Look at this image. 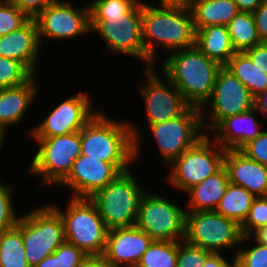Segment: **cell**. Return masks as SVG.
<instances>
[{
	"mask_svg": "<svg viewBox=\"0 0 267 267\" xmlns=\"http://www.w3.org/2000/svg\"><path fill=\"white\" fill-rule=\"evenodd\" d=\"M139 130L132 121L109 118L100 109L80 130L81 154L111 163L121 173L131 170L144 143Z\"/></svg>",
	"mask_w": 267,
	"mask_h": 267,
	"instance_id": "cell-1",
	"label": "cell"
},
{
	"mask_svg": "<svg viewBox=\"0 0 267 267\" xmlns=\"http://www.w3.org/2000/svg\"><path fill=\"white\" fill-rule=\"evenodd\" d=\"M141 0L142 42L152 67L159 61L156 46L168 54L195 46V28L187 3L159 2L158 6Z\"/></svg>",
	"mask_w": 267,
	"mask_h": 267,
	"instance_id": "cell-2",
	"label": "cell"
},
{
	"mask_svg": "<svg viewBox=\"0 0 267 267\" xmlns=\"http://www.w3.org/2000/svg\"><path fill=\"white\" fill-rule=\"evenodd\" d=\"M160 69L190 105L202 108L211 98L221 65L205 56L196 46L172 52Z\"/></svg>",
	"mask_w": 267,
	"mask_h": 267,
	"instance_id": "cell-3",
	"label": "cell"
},
{
	"mask_svg": "<svg viewBox=\"0 0 267 267\" xmlns=\"http://www.w3.org/2000/svg\"><path fill=\"white\" fill-rule=\"evenodd\" d=\"M135 177L132 169L122 172L89 198L96 205L108 231L136 225L137 214L149 190L139 186Z\"/></svg>",
	"mask_w": 267,
	"mask_h": 267,
	"instance_id": "cell-4",
	"label": "cell"
},
{
	"mask_svg": "<svg viewBox=\"0 0 267 267\" xmlns=\"http://www.w3.org/2000/svg\"><path fill=\"white\" fill-rule=\"evenodd\" d=\"M90 27L111 54L139 59L145 68L152 67L142 42L141 0L126 14H90Z\"/></svg>",
	"mask_w": 267,
	"mask_h": 267,
	"instance_id": "cell-5",
	"label": "cell"
},
{
	"mask_svg": "<svg viewBox=\"0 0 267 267\" xmlns=\"http://www.w3.org/2000/svg\"><path fill=\"white\" fill-rule=\"evenodd\" d=\"M51 205L62 217L66 242L88 256H103L108 230L96 205L89 198L71 197L65 210L56 204Z\"/></svg>",
	"mask_w": 267,
	"mask_h": 267,
	"instance_id": "cell-6",
	"label": "cell"
},
{
	"mask_svg": "<svg viewBox=\"0 0 267 267\" xmlns=\"http://www.w3.org/2000/svg\"><path fill=\"white\" fill-rule=\"evenodd\" d=\"M16 227L22 233L25 257L31 267L52 255L65 241L62 217L51 204L22 214Z\"/></svg>",
	"mask_w": 267,
	"mask_h": 267,
	"instance_id": "cell-7",
	"label": "cell"
},
{
	"mask_svg": "<svg viewBox=\"0 0 267 267\" xmlns=\"http://www.w3.org/2000/svg\"><path fill=\"white\" fill-rule=\"evenodd\" d=\"M225 153L226 150L206 134L167 166L169 173L165 179L172 188L186 193L224 166Z\"/></svg>",
	"mask_w": 267,
	"mask_h": 267,
	"instance_id": "cell-8",
	"label": "cell"
},
{
	"mask_svg": "<svg viewBox=\"0 0 267 267\" xmlns=\"http://www.w3.org/2000/svg\"><path fill=\"white\" fill-rule=\"evenodd\" d=\"M37 151L32 155L29 172L40 176L44 187L57 185L68 176L75 159L81 154L80 131L44 139H33Z\"/></svg>",
	"mask_w": 267,
	"mask_h": 267,
	"instance_id": "cell-9",
	"label": "cell"
},
{
	"mask_svg": "<svg viewBox=\"0 0 267 267\" xmlns=\"http://www.w3.org/2000/svg\"><path fill=\"white\" fill-rule=\"evenodd\" d=\"M241 226L216 211L186 212L185 238L191 245L213 253L243 246Z\"/></svg>",
	"mask_w": 267,
	"mask_h": 267,
	"instance_id": "cell-10",
	"label": "cell"
},
{
	"mask_svg": "<svg viewBox=\"0 0 267 267\" xmlns=\"http://www.w3.org/2000/svg\"><path fill=\"white\" fill-rule=\"evenodd\" d=\"M207 107L210 108V114L205 113ZM253 107L254 97L247 87L224 66L221 67L215 80L211 98L201 108L205 134H210L226 117L246 112Z\"/></svg>",
	"mask_w": 267,
	"mask_h": 267,
	"instance_id": "cell-11",
	"label": "cell"
},
{
	"mask_svg": "<svg viewBox=\"0 0 267 267\" xmlns=\"http://www.w3.org/2000/svg\"><path fill=\"white\" fill-rule=\"evenodd\" d=\"M144 197L137 214L136 226L153 240L182 241L185 238L186 207L178 206L163 195Z\"/></svg>",
	"mask_w": 267,
	"mask_h": 267,
	"instance_id": "cell-12",
	"label": "cell"
},
{
	"mask_svg": "<svg viewBox=\"0 0 267 267\" xmlns=\"http://www.w3.org/2000/svg\"><path fill=\"white\" fill-rule=\"evenodd\" d=\"M149 128L165 166L206 135L201 109L194 106H190L177 118L149 125Z\"/></svg>",
	"mask_w": 267,
	"mask_h": 267,
	"instance_id": "cell-13",
	"label": "cell"
},
{
	"mask_svg": "<svg viewBox=\"0 0 267 267\" xmlns=\"http://www.w3.org/2000/svg\"><path fill=\"white\" fill-rule=\"evenodd\" d=\"M89 92L79 91L68 96L50 110L45 118L29 132L33 139L79 132L99 111L94 109ZM97 110V111H96Z\"/></svg>",
	"mask_w": 267,
	"mask_h": 267,
	"instance_id": "cell-14",
	"label": "cell"
},
{
	"mask_svg": "<svg viewBox=\"0 0 267 267\" xmlns=\"http://www.w3.org/2000/svg\"><path fill=\"white\" fill-rule=\"evenodd\" d=\"M144 80L139 92L146 109L147 126L168 121L182 115L190 105L184 100L180 91L167 78L156 72L157 68L143 67ZM164 80V81H163ZM166 81V82H165Z\"/></svg>",
	"mask_w": 267,
	"mask_h": 267,
	"instance_id": "cell-15",
	"label": "cell"
},
{
	"mask_svg": "<svg viewBox=\"0 0 267 267\" xmlns=\"http://www.w3.org/2000/svg\"><path fill=\"white\" fill-rule=\"evenodd\" d=\"M34 19L38 25L41 46L45 40L62 42L91 33L89 4L76 8L69 0H59Z\"/></svg>",
	"mask_w": 267,
	"mask_h": 267,
	"instance_id": "cell-16",
	"label": "cell"
},
{
	"mask_svg": "<svg viewBox=\"0 0 267 267\" xmlns=\"http://www.w3.org/2000/svg\"><path fill=\"white\" fill-rule=\"evenodd\" d=\"M120 173L111 163L80 154L68 176L59 185L70 188L72 198H91Z\"/></svg>",
	"mask_w": 267,
	"mask_h": 267,
	"instance_id": "cell-17",
	"label": "cell"
},
{
	"mask_svg": "<svg viewBox=\"0 0 267 267\" xmlns=\"http://www.w3.org/2000/svg\"><path fill=\"white\" fill-rule=\"evenodd\" d=\"M152 241L136 225L109 230L103 258L109 267H136Z\"/></svg>",
	"mask_w": 267,
	"mask_h": 267,
	"instance_id": "cell-18",
	"label": "cell"
},
{
	"mask_svg": "<svg viewBox=\"0 0 267 267\" xmlns=\"http://www.w3.org/2000/svg\"><path fill=\"white\" fill-rule=\"evenodd\" d=\"M42 46L39 41L38 25L30 18L22 27L0 36V57L17 60L37 75L39 55Z\"/></svg>",
	"mask_w": 267,
	"mask_h": 267,
	"instance_id": "cell-19",
	"label": "cell"
},
{
	"mask_svg": "<svg viewBox=\"0 0 267 267\" xmlns=\"http://www.w3.org/2000/svg\"><path fill=\"white\" fill-rule=\"evenodd\" d=\"M258 109H252L223 119L212 131L211 137L225 150H240L245 144L257 138L264 129L257 120Z\"/></svg>",
	"mask_w": 267,
	"mask_h": 267,
	"instance_id": "cell-20",
	"label": "cell"
},
{
	"mask_svg": "<svg viewBox=\"0 0 267 267\" xmlns=\"http://www.w3.org/2000/svg\"><path fill=\"white\" fill-rule=\"evenodd\" d=\"M224 166L230 183L242 186L255 197L267 196V166L236 149L226 150Z\"/></svg>",
	"mask_w": 267,
	"mask_h": 267,
	"instance_id": "cell-21",
	"label": "cell"
},
{
	"mask_svg": "<svg viewBox=\"0 0 267 267\" xmlns=\"http://www.w3.org/2000/svg\"><path fill=\"white\" fill-rule=\"evenodd\" d=\"M34 75L28 82L16 86L0 89V128L6 132L8 128H16L23 121L30 105L38 96L40 87ZM38 85V86H37ZM35 98V99H34Z\"/></svg>",
	"mask_w": 267,
	"mask_h": 267,
	"instance_id": "cell-22",
	"label": "cell"
},
{
	"mask_svg": "<svg viewBox=\"0 0 267 267\" xmlns=\"http://www.w3.org/2000/svg\"><path fill=\"white\" fill-rule=\"evenodd\" d=\"M229 183L227 169L223 166L185 193L189 196L186 212L215 211Z\"/></svg>",
	"mask_w": 267,
	"mask_h": 267,
	"instance_id": "cell-23",
	"label": "cell"
},
{
	"mask_svg": "<svg viewBox=\"0 0 267 267\" xmlns=\"http://www.w3.org/2000/svg\"><path fill=\"white\" fill-rule=\"evenodd\" d=\"M195 46L209 59L222 67L236 53L225 25L208 26L196 30Z\"/></svg>",
	"mask_w": 267,
	"mask_h": 267,
	"instance_id": "cell-24",
	"label": "cell"
},
{
	"mask_svg": "<svg viewBox=\"0 0 267 267\" xmlns=\"http://www.w3.org/2000/svg\"><path fill=\"white\" fill-rule=\"evenodd\" d=\"M195 31L214 25H225L239 13L233 0H190Z\"/></svg>",
	"mask_w": 267,
	"mask_h": 267,
	"instance_id": "cell-25",
	"label": "cell"
},
{
	"mask_svg": "<svg viewBox=\"0 0 267 267\" xmlns=\"http://www.w3.org/2000/svg\"><path fill=\"white\" fill-rule=\"evenodd\" d=\"M224 67L247 87L254 98L267 90V73L255 66L245 52H236Z\"/></svg>",
	"mask_w": 267,
	"mask_h": 267,
	"instance_id": "cell-26",
	"label": "cell"
},
{
	"mask_svg": "<svg viewBox=\"0 0 267 267\" xmlns=\"http://www.w3.org/2000/svg\"><path fill=\"white\" fill-rule=\"evenodd\" d=\"M254 199L255 196L242 186L229 183L215 211L241 226Z\"/></svg>",
	"mask_w": 267,
	"mask_h": 267,
	"instance_id": "cell-27",
	"label": "cell"
},
{
	"mask_svg": "<svg viewBox=\"0 0 267 267\" xmlns=\"http://www.w3.org/2000/svg\"><path fill=\"white\" fill-rule=\"evenodd\" d=\"M227 27L236 52H244L262 43L257 33L252 12L239 11Z\"/></svg>",
	"mask_w": 267,
	"mask_h": 267,
	"instance_id": "cell-28",
	"label": "cell"
},
{
	"mask_svg": "<svg viewBox=\"0 0 267 267\" xmlns=\"http://www.w3.org/2000/svg\"><path fill=\"white\" fill-rule=\"evenodd\" d=\"M0 267H31L25 257L22 233L16 226L0 233Z\"/></svg>",
	"mask_w": 267,
	"mask_h": 267,
	"instance_id": "cell-29",
	"label": "cell"
},
{
	"mask_svg": "<svg viewBox=\"0 0 267 267\" xmlns=\"http://www.w3.org/2000/svg\"><path fill=\"white\" fill-rule=\"evenodd\" d=\"M178 241L153 240L136 267H177Z\"/></svg>",
	"mask_w": 267,
	"mask_h": 267,
	"instance_id": "cell-30",
	"label": "cell"
},
{
	"mask_svg": "<svg viewBox=\"0 0 267 267\" xmlns=\"http://www.w3.org/2000/svg\"><path fill=\"white\" fill-rule=\"evenodd\" d=\"M34 74L17 60L0 57V89L28 82Z\"/></svg>",
	"mask_w": 267,
	"mask_h": 267,
	"instance_id": "cell-31",
	"label": "cell"
},
{
	"mask_svg": "<svg viewBox=\"0 0 267 267\" xmlns=\"http://www.w3.org/2000/svg\"><path fill=\"white\" fill-rule=\"evenodd\" d=\"M13 183H3L0 179V233L10 230L16 226L20 219V215H17L12 201Z\"/></svg>",
	"mask_w": 267,
	"mask_h": 267,
	"instance_id": "cell-32",
	"label": "cell"
},
{
	"mask_svg": "<svg viewBox=\"0 0 267 267\" xmlns=\"http://www.w3.org/2000/svg\"><path fill=\"white\" fill-rule=\"evenodd\" d=\"M252 241L253 247L242 248L239 246L235 256V267H267V245L255 241L251 236H243L242 241Z\"/></svg>",
	"mask_w": 267,
	"mask_h": 267,
	"instance_id": "cell-33",
	"label": "cell"
},
{
	"mask_svg": "<svg viewBox=\"0 0 267 267\" xmlns=\"http://www.w3.org/2000/svg\"><path fill=\"white\" fill-rule=\"evenodd\" d=\"M29 19L11 0H0V36L22 27Z\"/></svg>",
	"mask_w": 267,
	"mask_h": 267,
	"instance_id": "cell-34",
	"label": "cell"
},
{
	"mask_svg": "<svg viewBox=\"0 0 267 267\" xmlns=\"http://www.w3.org/2000/svg\"><path fill=\"white\" fill-rule=\"evenodd\" d=\"M267 225V196L255 197L248 216L241 225L243 236H250L258 228Z\"/></svg>",
	"mask_w": 267,
	"mask_h": 267,
	"instance_id": "cell-35",
	"label": "cell"
},
{
	"mask_svg": "<svg viewBox=\"0 0 267 267\" xmlns=\"http://www.w3.org/2000/svg\"><path fill=\"white\" fill-rule=\"evenodd\" d=\"M211 253L185 240L178 241L177 267H201Z\"/></svg>",
	"mask_w": 267,
	"mask_h": 267,
	"instance_id": "cell-36",
	"label": "cell"
},
{
	"mask_svg": "<svg viewBox=\"0 0 267 267\" xmlns=\"http://www.w3.org/2000/svg\"><path fill=\"white\" fill-rule=\"evenodd\" d=\"M139 0H92L90 14H126Z\"/></svg>",
	"mask_w": 267,
	"mask_h": 267,
	"instance_id": "cell-37",
	"label": "cell"
},
{
	"mask_svg": "<svg viewBox=\"0 0 267 267\" xmlns=\"http://www.w3.org/2000/svg\"><path fill=\"white\" fill-rule=\"evenodd\" d=\"M58 267H78L88 256L75 245L64 241L53 253Z\"/></svg>",
	"mask_w": 267,
	"mask_h": 267,
	"instance_id": "cell-38",
	"label": "cell"
},
{
	"mask_svg": "<svg viewBox=\"0 0 267 267\" xmlns=\"http://www.w3.org/2000/svg\"><path fill=\"white\" fill-rule=\"evenodd\" d=\"M240 151L252 160L267 166V130H263L257 138L245 144Z\"/></svg>",
	"mask_w": 267,
	"mask_h": 267,
	"instance_id": "cell-39",
	"label": "cell"
},
{
	"mask_svg": "<svg viewBox=\"0 0 267 267\" xmlns=\"http://www.w3.org/2000/svg\"><path fill=\"white\" fill-rule=\"evenodd\" d=\"M22 12H24L29 18H35L46 7L59 0H11Z\"/></svg>",
	"mask_w": 267,
	"mask_h": 267,
	"instance_id": "cell-40",
	"label": "cell"
},
{
	"mask_svg": "<svg viewBox=\"0 0 267 267\" xmlns=\"http://www.w3.org/2000/svg\"><path fill=\"white\" fill-rule=\"evenodd\" d=\"M253 64L260 70L267 73V42L255 45L253 48L244 51Z\"/></svg>",
	"mask_w": 267,
	"mask_h": 267,
	"instance_id": "cell-41",
	"label": "cell"
},
{
	"mask_svg": "<svg viewBox=\"0 0 267 267\" xmlns=\"http://www.w3.org/2000/svg\"><path fill=\"white\" fill-rule=\"evenodd\" d=\"M257 33L261 42H267V0L253 12Z\"/></svg>",
	"mask_w": 267,
	"mask_h": 267,
	"instance_id": "cell-42",
	"label": "cell"
},
{
	"mask_svg": "<svg viewBox=\"0 0 267 267\" xmlns=\"http://www.w3.org/2000/svg\"><path fill=\"white\" fill-rule=\"evenodd\" d=\"M232 262L226 259L222 253H211L201 267H235V257H232Z\"/></svg>",
	"mask_w": 267,
	"mask_h": 267,
	"instance_id": "cell-43",
	"label": "cell"
},
{
	"mask_svg": "<svg viewBox=\"0 0 267 267\" xmlns=\"http://www.w3.org/2000/svg\"><path fill=\"white\" fill-rule=\"evenodd\" d=\"M239 11L254 12L260 5L262 0H233Z\"/></svg>",
	"mask_w": 267,
	"mask_h": 267,
	"instance_id": "cell-44",
	"label": "cell"
},
{
	"mask_svg": "<svg viewBox=\"0 0 267 267\" xmlns=\"http://www.w3.org/2000/svg\"><path fill=\"white\" fill-rule=\"evenodd\" d=\"M254 106L258 109L260 115L265 116L264 118L267 121V90L254 98Z\"/></svg>",
	"mask_w": 267,
	"mask_h": 267,
	"instance_id": "cell-45",
	"label": "cell"
},
{
	"mask_svg": "<svg viewBox=\"0 0 267 267\" xmlns=\"http://www.w3.org/2000/svg\"><path fill=\"white\" fill-rule=\"evenodd\" d=\"M78 267H109L103 256H87Z\"/></svg>",
	"mask_w": 267,
	"mask_h": 267,
	"instance_id": "cell-46",
	"label": "cell"
},
{
	"mask_svg": "<svg viewBox=\"0 0 267 267\" xmlns=\"http://www.w3.org/2000/svg\"><path fill=\"white\" fill-rule=\"evenodd\" d=\"M255 241L267 245V225L258 228L250 235Z\"/></svg>",
	"mask_w": 267,
	"mask_h": 267,
	"instance_id": "cell-47",
	"label": "cell"
},
{
	"mask_svg": "<svg viewBox=\"0 0 267 267\" xmlns=\"http://www.w3.org/2000/svg\"><path fill=\"white\" fill-rule=\"evenodd\" d=\"M34 267H58L57 259L53 254L46 256L39 264L35 265Z\"/></svg>",
	"mask_w": 267,
	"mask_h": 267,
	"instance_id": "cell-48",
	"label": "cell"
},
{
	"mask_svg": "<svg viewBox=\"0 0 267 267\" xmlns=\"http://www.w3.org/2000/svg\"><path fill=\"white\" fill-rule=\"evenodd\" d=\"M5 138H6V131L0 128V151L4 147L3 145L4 142L6 141Z\"/></svg>",
	"mask_w": 267,
	"mask_h": 267,
	"instance_id": "cell-49",
	"label": "cell"
},
{
	"mask_svg": "<svg viewBox=\"0 0 267 267\" xmlns=\"http://www.w3.org/2000/svg\"><path fill=\"white\" fill-rule=\"evenodd\" d=\"M190 0H159L158 2L188 3Z\"/></svg>",
	"mask_w": 267,
	"mask_h": 267,
	"instance_id": "cell-50",
	"label": "cell"
}]
</instances>
